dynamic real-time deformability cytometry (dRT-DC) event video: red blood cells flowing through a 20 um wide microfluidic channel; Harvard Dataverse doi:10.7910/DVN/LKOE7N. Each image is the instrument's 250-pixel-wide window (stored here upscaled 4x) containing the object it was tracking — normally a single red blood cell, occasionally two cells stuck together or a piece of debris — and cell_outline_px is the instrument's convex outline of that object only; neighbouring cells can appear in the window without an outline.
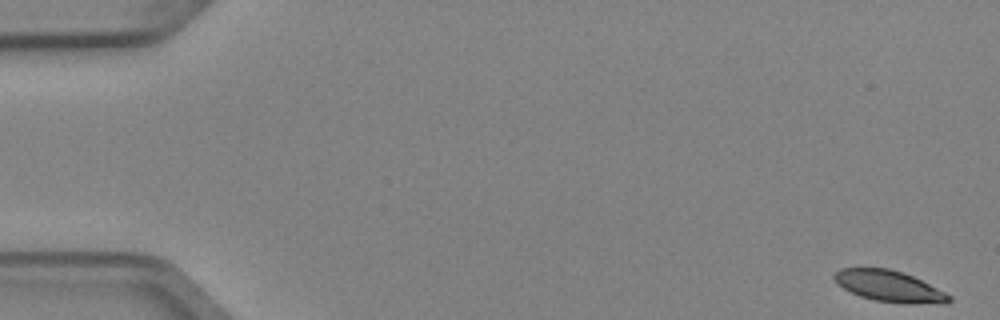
{"species": "Egyptian fruit bat (a non-hibernating species)", "species_latin": "Rousettus aegyptiacus", "temperature_condition": "cold", "stored_images_in_passage": 5, "camera_frame_rate_fps": 3000, "um_per_image_px": 0.085, "animal": {"sex": "female"}, "frame": {"image": 1, "passage_image": 1, "time_ms": 0.0, "image_size_px": [1000, 320], "cell_outline_px": [[952, 300], [944, 304], [904, 304], [876, 300], [860, 296], [836, 284], [832, 276], [840, 268], [888, 268], [904, 272], [952, 296]], "centroid_in_image_um": [75.59, 24.33], "position_along_channel_um": 9.4, "area_um2": 20.87}}
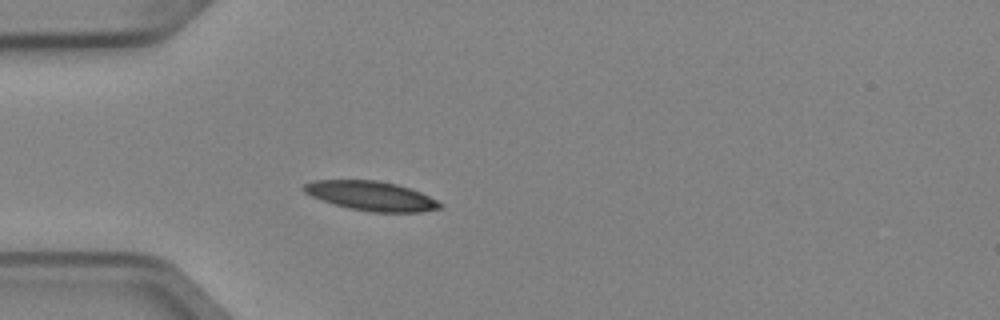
{"frame": {"image": 2, "passage_image": 5, "time_ms": 1.333, "image_size_px": [1000, 320], "cell_outline_px": [[444, 208], [420, 212], [372, 212], [348, 208], [320, 200], [304, 192], [300, 188], [304, 184], [312, 180], [376, 180], [396, 184], [420, 192], [444, 204]], "centroid_in_image_um": [31.53, 16.65], "position_along_channel_um": 53.5, "area_um2": 23.41}}